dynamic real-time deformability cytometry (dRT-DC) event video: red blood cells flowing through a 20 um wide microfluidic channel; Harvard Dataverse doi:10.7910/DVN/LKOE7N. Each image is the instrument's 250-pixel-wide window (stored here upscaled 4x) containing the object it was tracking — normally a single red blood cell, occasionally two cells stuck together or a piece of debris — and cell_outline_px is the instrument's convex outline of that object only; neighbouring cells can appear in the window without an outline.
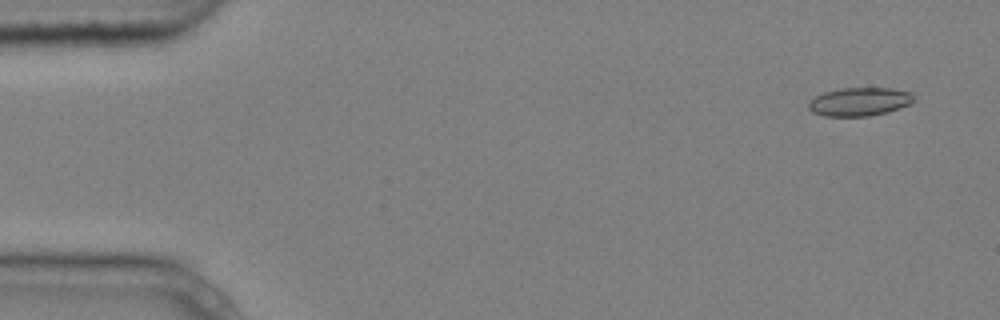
{"species": "common noctule bat (a hibernating species)", "species_latin": "Nyctalus noctula", "temperature_condition": "cold", "stored_images_in_passage": 4, "camera_frame_rate_fps": 3000, "um_per_image_px": 0.085, "animal": {"sex": "male", "body_mass_g": 20.4}, "frame": {"image": 1, "passage_image": 1, "time_ms": 0.0, "image_size_px": [1000, 320], "cell_outline_px": [[916, 100], [900, 108], [888, 112], [868, 116], [824, 116], [812, 112], [808, 108], [808, 104], [816, 96], [824, 92], [840, 88], [892, 88], [912, 92]], "centroid_in_image_um": [73.09, 8.64], "position_along_channel_um": 11.9, "area_um2": 17.51}}